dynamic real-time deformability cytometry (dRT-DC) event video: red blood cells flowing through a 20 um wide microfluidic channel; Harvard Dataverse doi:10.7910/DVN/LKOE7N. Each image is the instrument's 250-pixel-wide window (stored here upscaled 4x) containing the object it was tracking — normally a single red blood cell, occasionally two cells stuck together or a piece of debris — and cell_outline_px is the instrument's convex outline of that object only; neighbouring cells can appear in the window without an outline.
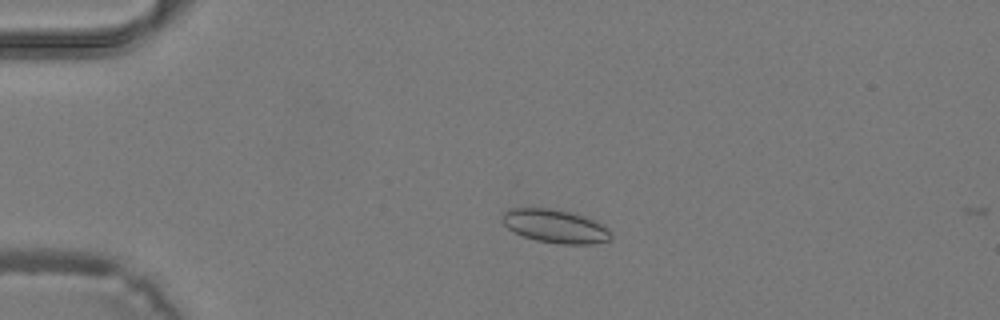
{"species": "common noctule bat (a hibernating species)", "species_latin": "Nyctalus noctula", "temperature_condition": "warm", "stored_images_in_passage": 11, "camera_frame_rate_fps": 3000, "um_per_image_px": 0.085, "animal": {"sex": "male", "body_mass_g": 19.2, "forearm_length_mm": 51.8}, "frame": {"image": 1, "passage_image": 9, "time_ms": 2.667, "image_size_px": [1000, 320], "cell_outline_px": [[612, 240], [592, 244], [560, 244], [536, 240], [524, 236], [508, 228], [500, 220], [500, 216], [504, 212], [512, 208], [548, 208], [568, 212], [584, 216], [604, 224], [608, 228], [612, 236]], "centroid_in_image_um": [47.21, 19.23], "position_along_channel_um": 37.8, "area_um2": 21.21}}